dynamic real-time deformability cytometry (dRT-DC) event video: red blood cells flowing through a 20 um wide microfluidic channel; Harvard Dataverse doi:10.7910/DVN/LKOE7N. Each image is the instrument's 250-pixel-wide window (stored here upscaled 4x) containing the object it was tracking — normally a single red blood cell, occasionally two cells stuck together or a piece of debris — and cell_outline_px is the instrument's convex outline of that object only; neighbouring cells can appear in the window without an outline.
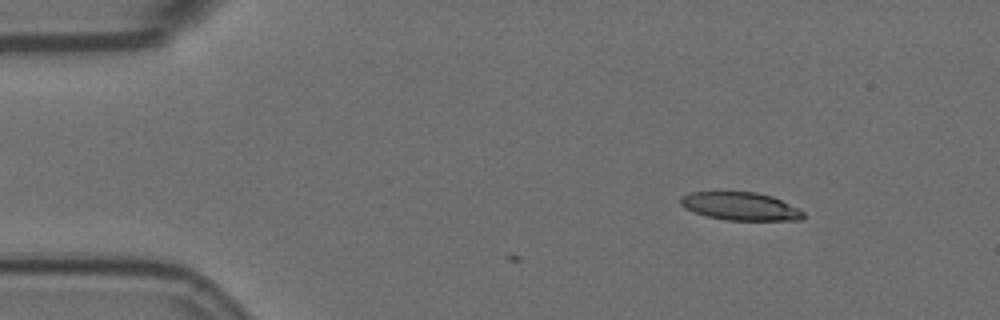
{"species": "Egyptian fruit bat (a non-hibernating species)", "species_latin": "Rousettus aegyptiacus", "temperature_condition": "room temperature", "stored_images_in_passage": 7, "camera_frame_rate_fps": 3000, "um_per_image_px": 0.085, "animal": {"sex": "female"}, "frame": {"image": 1, "passage_image": 7, "time_ms": 2.0, "image_size_px": [1000, 320], "cell_outline_px": [[804, 220], [724, 220], [692, 212], [684, 208], [680, 204], [680, 196], [688, 192], [756, 192], [772, 196], [804, 212]], "centroid_in_image_um": [62.88, 17.53], "position_along_channel_um": 22.1, "area_um2": 20.06}}